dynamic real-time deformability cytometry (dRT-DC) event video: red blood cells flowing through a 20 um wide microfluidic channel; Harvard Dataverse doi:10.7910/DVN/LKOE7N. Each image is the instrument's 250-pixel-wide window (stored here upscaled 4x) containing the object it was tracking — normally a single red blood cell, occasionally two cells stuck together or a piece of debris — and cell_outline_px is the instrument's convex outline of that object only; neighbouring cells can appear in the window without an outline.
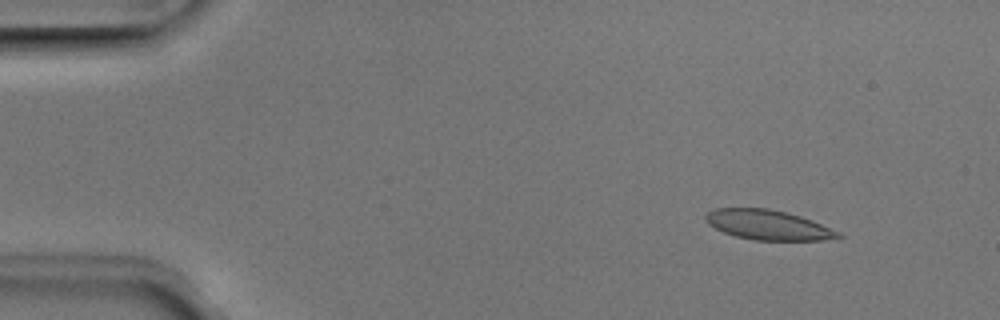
{"species": "Egyptian fruit bat (a non-hibernating species)", "species_latin": "Rousettus aegyptiacus", "temperature_condition": "room temperature", "stored_images_in_passage": 51, "camera_frame_rate_fps": 3000, "um_per_image_px": 0.085, "animal": {"sex": "male"}, "frame": {"image": 1, "passage_image": 6, "time_ms": 1.667, "image_size_px": [1000, 320], "cell_outline_px": [[844, 236], [820, 240], [752, 240], [736, 236], [724, 232], [708, 224], [704, 220], [704, 216], [708, 212], [716, 208], [768, 208], [800, 216], [812, 220], [840, 232]], "centroid_in_image_um": [65.26, 19.11], "position_along_channel_um": 19.7, "area_um2": 22.89}}
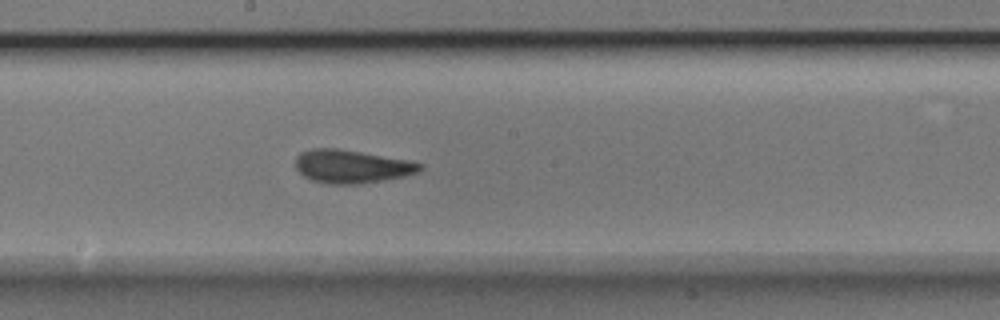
{"frame": {"image": 2, "passage_image": 28, "time_ms": 9.0, "image_size_px": [1000, 320], "cell_outline_px": [[424, 168], [420, 172], [404, 176], [384, 180], [356, 184], [328, 184], [312, 180], [304, 176], [296, 168], [296, 156], [300, 152], [312, 148], [336, 148], [408, 160], [424, 164]], "centroid_in_image_um": [29.9, 14.15], "position_along_channel_um": 218.3, "area_um2": 24.1}}
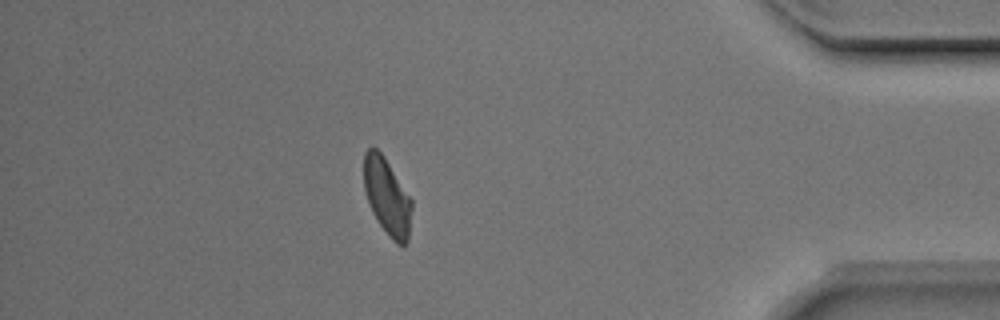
{"frame": {"image": 3, "passage_image": 45, "time_ms": 14.667, "image_size_px": [1000, 320], "cell_outline_px": [[412, 208], [408, 240], [404, 244], [396, 244], [392, 240], [376, 220], [372, 212], [364, 188], [364, 152], [372, 144], [384, 156], [412, 200]], "centroid_in_image_um": [32.89, 16.69], "position_along_channel_um": 402.3, "area_um2": 21.39}, "authors_computed_cell_mechanics": {"area_um2": 23.3512, "velocity_mm_per_s": 3.961, "shape_relaxation_time_tau1_ms": 3.2255, "shape_relaxation_time_tau2_ms": 1.0022, "deformation_change_tau1": 0.1189, "deformation_change_tau2": 0.0581}}